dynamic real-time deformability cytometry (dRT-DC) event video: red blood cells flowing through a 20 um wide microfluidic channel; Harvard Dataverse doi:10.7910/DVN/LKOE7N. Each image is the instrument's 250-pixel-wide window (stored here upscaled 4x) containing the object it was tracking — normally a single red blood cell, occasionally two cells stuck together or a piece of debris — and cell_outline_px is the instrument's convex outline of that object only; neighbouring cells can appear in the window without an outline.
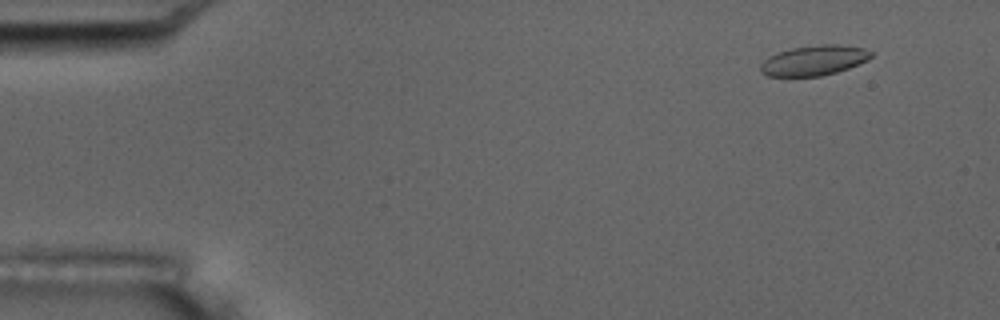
{"species": "common noctule bat (a hibernating species)", "species_latin": "Nyctalus noctula", "temperature_condition": "room temperature", "stored_images_in_passage": 6, "camera_frame_rate_fps": 3000, "um_per_image_px": 0.085, "animal": {"sex": "male", "body_mass_g": 17.5, "forearm_length_mm": 52.3}, "frame": {"image": 1, "passage_image": 1, "time_ms": 0.0, "image_size_px": [1000, 320], "cell_outline_px": [[872, 56], [868, 60], [848, 68], [836, 72], [820, 76], [768, 76], [760, 72], [760, 64], [768, 56], [792, 48], [820, 44], [836, 44], [864, 48], [872, 52]], "centroid_in_image_um": [69.18, 5.13], "position_along_channel_um": 15.8, "area_um2": 19.31}}